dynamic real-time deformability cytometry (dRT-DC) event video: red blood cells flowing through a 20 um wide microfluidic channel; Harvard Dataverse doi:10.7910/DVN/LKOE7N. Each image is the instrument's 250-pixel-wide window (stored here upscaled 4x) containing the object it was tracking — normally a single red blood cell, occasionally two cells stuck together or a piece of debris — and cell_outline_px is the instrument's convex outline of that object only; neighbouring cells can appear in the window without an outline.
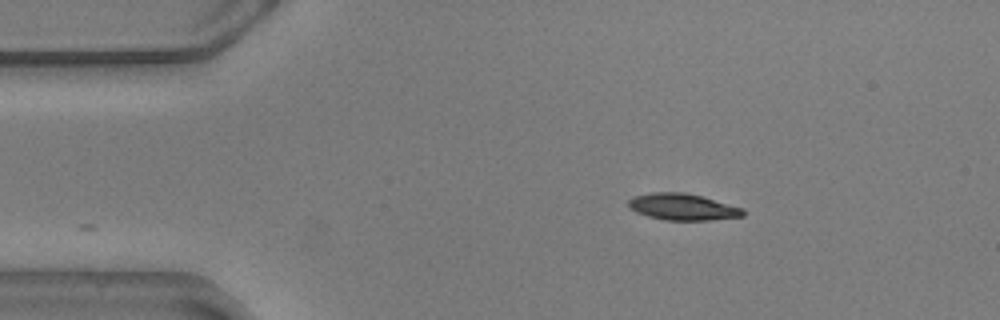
{"species": "common noctule bat (a hibernating species)", "species_latin": "Nyctalus noctula", "temperature_condition": "warm", "stored_images_in_passage": 48, "camera_frame_rate_fps": 3000, "um_per_image_px": 0.085, "animal": {"sex": "male", "body_mass_g": 20.5, "forearm_length_mm": 52.5}, "frame": {"image": 1, "passage_image": 1, "time_ms": 0.0, "image_size_px": [1000, 320], "cell_outline_px": [[744, 216], [708, 220], [664, 220], [648, 216], [636, 212], [628, 208], [628, 200], [632, 196], [652, 192], [684, 192], [700, 196], [744, 208]], "centroid_in_image_um": [57.98, 17.58], "position_along_channel_um": 27.0, "area_um2": 17.74}}
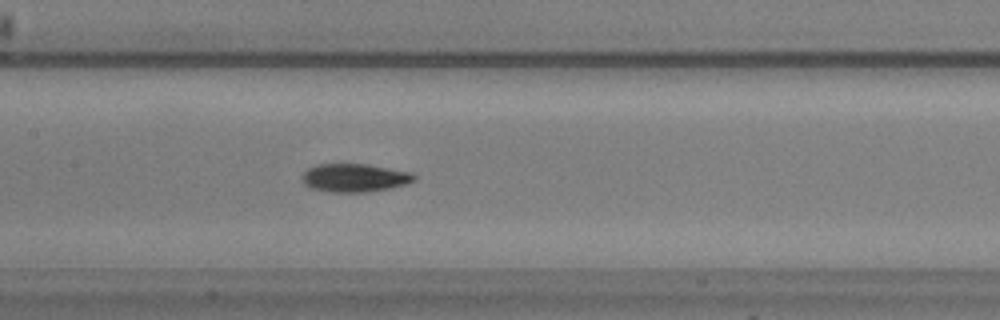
{"frame": {"image": 2, "passage_image": 18, "time_ms": 5.667, "image_size_px": [1000, 320], "cell_outline_px": [[416, 180], [408, 184], [392, 188], [364, 192], [328, 192], [312, 188], [304, 184], [300, 176], [308, 168], [316, 164], [368, 164], [412, 172], [416, 176]], "centroid_in_image_um": [30.16, 15.11], "position_along_channel_um": 177.2, "area_um2": 18.73}}
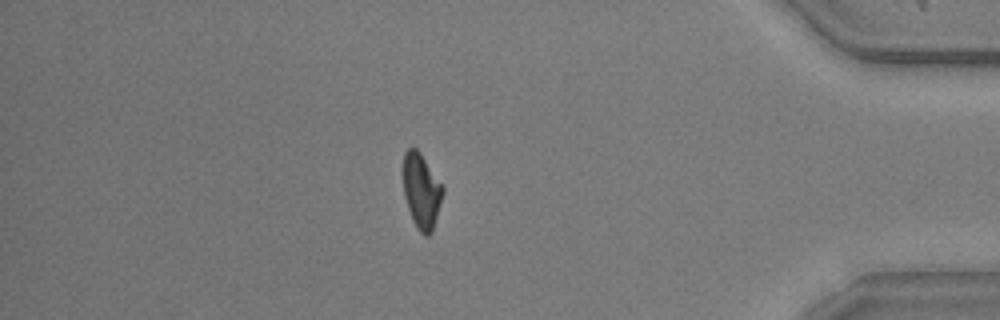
{"frame": {"image": 3, "passage_image": 40, "time_ms": 13.0, "image_size_px": [1000, 320], "cell_outline_px": [[444, 192], [432, 232], [428, 236], [424, 236], [416, 228], [412, 220], [404, 196], [400, 172], [404, 152], [408, 148], [416, 148], [420, 152], [444, 188]], "centroid_in_image_um": [35.77, 16.21], "position_along_channel_um": 399.4, "area_um2": 17.8}}